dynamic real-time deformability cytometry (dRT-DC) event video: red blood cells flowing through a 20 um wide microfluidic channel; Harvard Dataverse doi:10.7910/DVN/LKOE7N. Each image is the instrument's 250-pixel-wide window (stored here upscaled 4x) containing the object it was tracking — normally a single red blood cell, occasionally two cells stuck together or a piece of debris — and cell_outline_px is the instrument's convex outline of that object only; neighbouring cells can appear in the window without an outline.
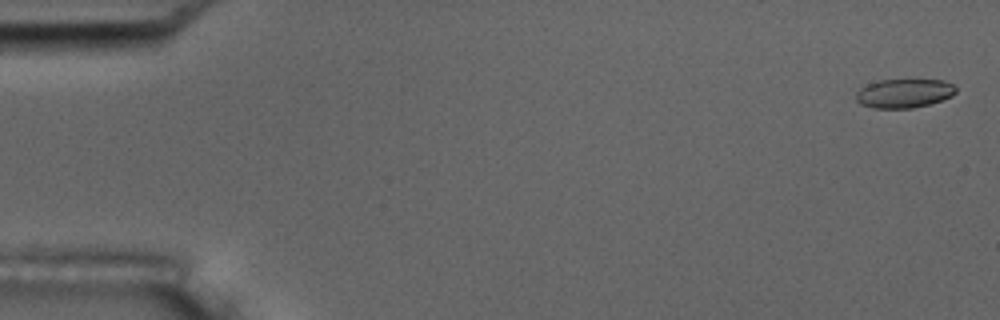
{"species": "common noctule bat (a hibernating species)", "species_latin": "Nyctalus noctula", "temperature_condition": "room temperature", "stored_images_in_passage": 10, "camera_frame_rate_fps": 3000, "um_per_image_px": 0.085, "animal": {"sex": "male", "body_mass_g": 17.5, "forearm_length_mm": 52.3}, "frame": {"image": 1, "passage_image": 2, "time_ms": 0.333, "image_size_px": [1000, 320], "cell_outline_px": [[956, 92], [952, 96], [928, 104], [912, 108], [872, 108], [860, 104], [856, 100], [856, 92], [860, 88], [868, 84], [880, 80], [904, 76], [944, 80], [956, 84]], "centroid_in_image_um": [76.88, 7.86], "position_along_channel_um": 8.1, "area_um2": 17.8}}